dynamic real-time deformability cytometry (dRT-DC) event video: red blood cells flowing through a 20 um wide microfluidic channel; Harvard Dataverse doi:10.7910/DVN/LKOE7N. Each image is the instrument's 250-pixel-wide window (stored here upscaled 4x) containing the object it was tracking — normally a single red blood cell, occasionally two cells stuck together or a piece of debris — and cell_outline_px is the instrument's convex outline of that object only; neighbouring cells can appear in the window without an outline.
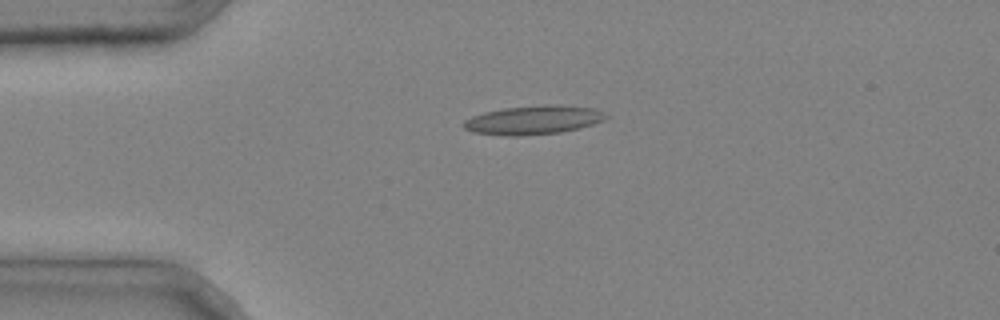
{"species": "common noctule bat (a hibernating species)", "species_latin": "Nyctalus noctula", "temperature_condition": "cold", "stored_images_in_passage": 6, "camera_frame_rate_fps": 3000, "um_per_image_px": 0.085, "animal": {"sex": "male", "body_mass_g": 20.4}, "frame": {"image": 1, "passage_image": 4, "time_ms": 1.0, "image_size_px": [1000, 320], "cell_outline_px": [[612, 116], [604, 120], [580, 128], [560, 132], [520, 136], [504, 136], [472, 132], [464, 128], [464, 120], [472, 116], [484, 112], [504, 108], [548, 104], [556, 104], [596, 108]], "centroid_in_image_um": [45.38, 10.19], "position_along_channel_um": 39.6, "area_um2": 24.16}}
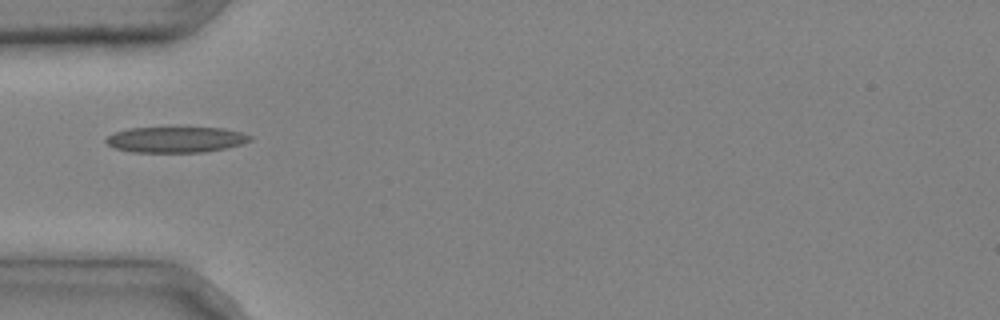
{"frame": {"image": 2, "passage_image": 5, "time_ms": 1.333, "image_size_px": [1000, 320], "cell_outline_px": [[252, 140], [240, 144], [224, 148], [204, 152], [132, 152], [112, 148], [104, 140], [112, 132], [128, 128], [224, 128], [240, 132], [252, 136]], "centroid_in_image_um": [14.89, 11.87], "position_along_channel_um": 70.1, "area_um2": 21.62}}